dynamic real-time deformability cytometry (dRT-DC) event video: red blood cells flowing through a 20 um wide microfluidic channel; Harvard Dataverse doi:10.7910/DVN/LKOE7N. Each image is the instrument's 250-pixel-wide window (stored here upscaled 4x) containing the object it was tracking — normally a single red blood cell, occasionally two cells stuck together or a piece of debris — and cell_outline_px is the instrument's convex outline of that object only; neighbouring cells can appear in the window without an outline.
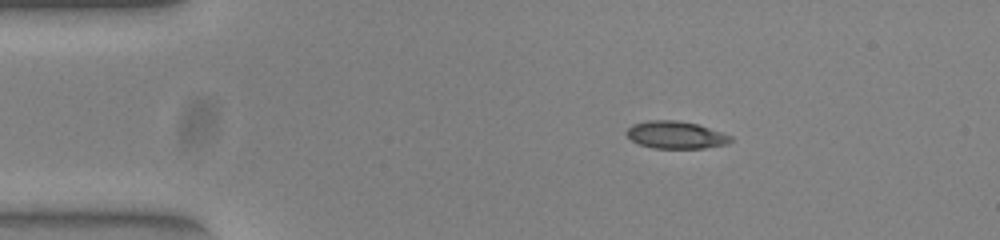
{"species": "common noctule bat (a hibernating species)", "species_latin": "Nyctalus noctula", "temperature_condition": "warm", "stored_images_in_passage": 45, "camera_frame_rate_fps": 3000, "um_per_image_px": 0.085, "animal": {"sex": "female", "body_mass_g": 23.0, "forearm_length_mm": 53.4}, "frame": {"image": 1, "passage_image": 1, "time_ms": 0.0, "image_size_px": [1000, 240], "cell_outline_px": [[732, 140], [728, 144], [704, 148], [652, 148], [640, 144], [632, 140], [624, 132], [632, 124], [648, 120], [676, 120], [696, 124], [732, 136]], "centroid_in_image_um": [57.42, 11.47], "position_along_channel_um": 27.6, "area_um2": 16.53}}
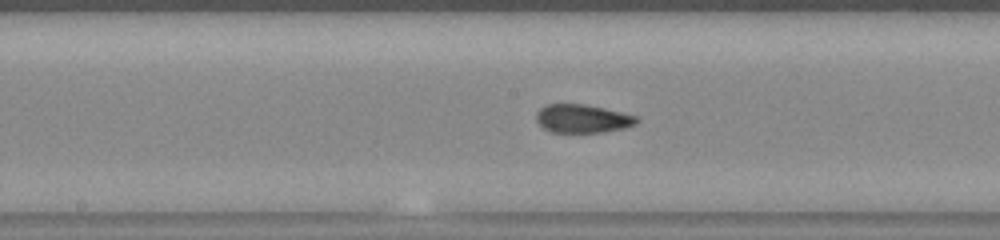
{"frame": {"image": 2, "passage_image": 19, "time_ms": 6.0, "image_size_px": [1000, 240], "cell_outline_px": [[640, 120], [636, 124], [624, 128], [600, 132], [552, 132], [544, 128], [536, 120], [536, 112], [540, 108], [548, 104], [584, 104], [604, 108], [636, 116]], "centroid_in_image_um": [49.5, 10.08], "position_along_channel_um": 198.7, "area_um2": 16.47}}
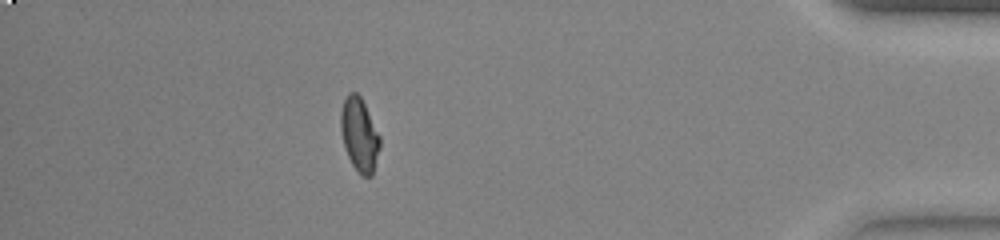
{"frame": {"image": 3, "passage_image": 39, "time_ms": 12.667, "image_size_px": [1000, 240], "cell_outline_px": [[380, 148], [372, 176], [360, 176], [352, 164], [348, 156], [340, 132], [340, 112], [344, 100], [348, 92], [356, 92], [360, 96], [380, 136]], "centroid_in_image_um": [30.54, 11.46], "position_along_channel_um": 404.7, "area_um2": 16.76}, "authors_computed_cell_mechanics": {"area_um2": 16.7042, "velocity_mm_per_s": 3.8437, "shape_relaxation_time_tau1_ms": null, "shape_relaxation_time_tau2_ms": 0.731, "deformation_change_tau1": null, "deformation_change_tau2": 0.0467}}